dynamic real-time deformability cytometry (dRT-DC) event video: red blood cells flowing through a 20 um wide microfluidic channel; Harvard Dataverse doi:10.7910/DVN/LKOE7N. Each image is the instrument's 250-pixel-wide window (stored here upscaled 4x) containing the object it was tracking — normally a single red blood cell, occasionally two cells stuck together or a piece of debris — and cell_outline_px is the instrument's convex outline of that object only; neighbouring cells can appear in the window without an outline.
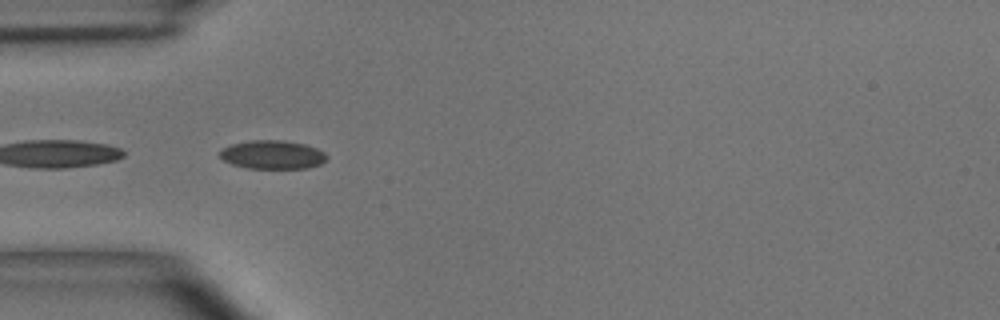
{"species": "common noctule bat (a hibernating species)", "species_latin": "Nyctalus noctula", "temperature_condition": "room temperature", "stored_images_in_passage": 17, "camera_frame_rate_fps": 3000, "um_per_image_px": 0.085, "animal": {"sex": "male", "body_mass_g": 15.6}, "frame": {"image": 1, "passage_image": 12, "time_ms": 3.667, "image_size_px": [1000, 320], "cell_outline_px": [[328, 156], [320, 164], [308, 168], [248, 168], [232, 164], [224, 160], [220, 156], [220, 148], [232, 144], [252, 140], [284, 140], [304, 144], [316, 148], [324, 152]], "centroid_in_image_um": [23.15, 13.14], "position_along_channel_um": 61.8, "area_um2": 17.74}}